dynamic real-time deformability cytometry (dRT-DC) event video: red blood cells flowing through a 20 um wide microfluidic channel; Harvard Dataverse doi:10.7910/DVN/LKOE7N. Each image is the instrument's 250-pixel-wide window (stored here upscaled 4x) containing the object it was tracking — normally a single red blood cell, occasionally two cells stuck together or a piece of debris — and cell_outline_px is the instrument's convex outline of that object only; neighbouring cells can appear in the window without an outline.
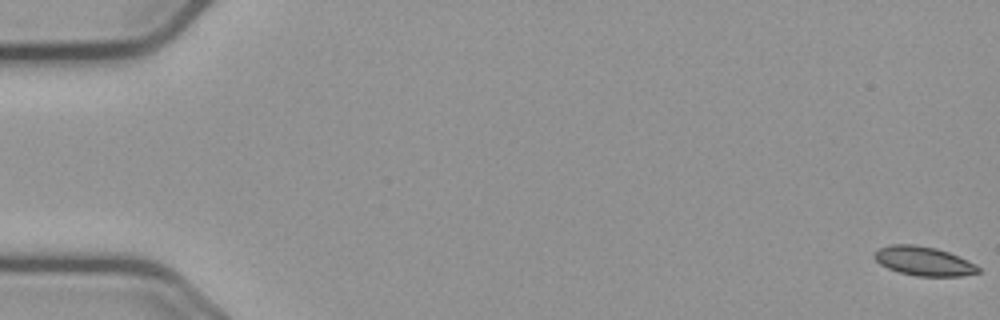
{"species": "common noctule bat (a hibernating species)", "species_latin": "Nyctalus noctula", "temperature_condition": "cold", "stored_images_in_passage": 11, "camera_frame_rate_fps": 3000, "um_per_image_px": 0.085, "animal": {"sex": "male", "body_mass_g": 23.1, "forearm_length_mm": 52.7}, "frame": {"image": 1, "passage_image": 1, "time_ms": 0.0, "image_size_px": [1000, 320], "cell_outline_px": [[980, 272], [964, 276], [916, 276], [900, 272], [888, 268], [880, 264], [872, 256], [876, 248], [888, 244], [916, 244], [936, 248], [948, 252], [968, 260], [976, 264], [980, 268]], "centroid_in_image_um": [78.49, 22.18], "position_along_channel_um": 6.5, "area_um2": 17.86}}